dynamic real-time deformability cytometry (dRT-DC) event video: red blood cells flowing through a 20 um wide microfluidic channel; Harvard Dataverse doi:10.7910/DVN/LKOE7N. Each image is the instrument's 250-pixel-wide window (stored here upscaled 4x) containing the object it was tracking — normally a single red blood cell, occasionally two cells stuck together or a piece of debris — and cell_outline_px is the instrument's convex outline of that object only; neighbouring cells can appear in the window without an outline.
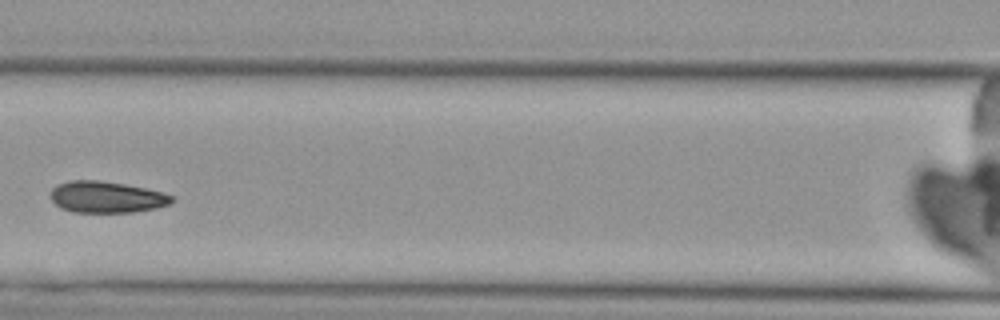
{"species": "Egyptian fruit bat (a non-hibernating species)", "species_latin": "Rousettus aegyptiacus", "temperature_condition": "cold", "stored_images_in_passage": 4, "camera_frame_rate_fps": 3000, "um_per_image_px": 0.085, "animal": {"sex": "female"}, "frame": {"image": 1, "passage_image": 3, "time_ms": 2.333, "image_size_px": [1000, 320], "cell_outline_px": [[176, 200], [172, 204], [156, 208], [132, 212], [72, 212], [60, 208], [52, 200], [52, 188], [56, 184], [72, 180], [100, 180], [124, 184], [164, 192], [172, 196]], "centroid_in_image_um": [9.08, 16.75], "position_along_channel_um": 157.5, "area_um2": 22.31}}
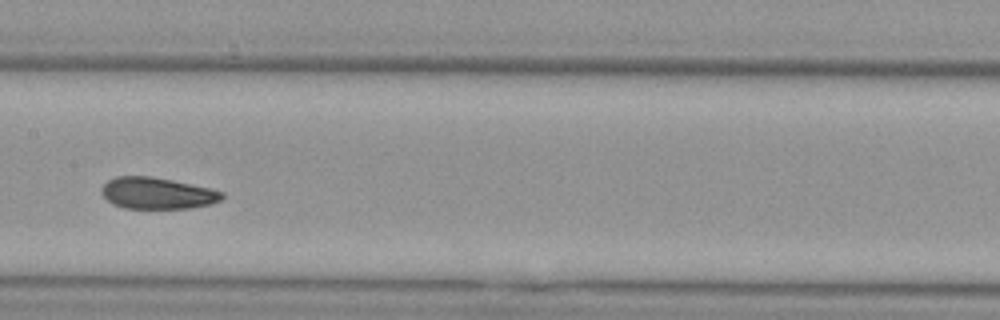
{"frame": {"image": 2, "passage_image": 4, "time_ms": 3.333, "image_size_px": [1000, 320], "cell_outline_px": [[224, 196], [220, 200], [212, 204], [188, 208], [124, 208], [112, 204], [100, 192], [100, 188], [108, 180], [116, 176], [152, 176], [172, 180], [208, 188], [224, 192]], "centroid_in_image_um": [13.33, 16.42], "position_along_channel_um": 194.1, "area_um2": 22.08}}